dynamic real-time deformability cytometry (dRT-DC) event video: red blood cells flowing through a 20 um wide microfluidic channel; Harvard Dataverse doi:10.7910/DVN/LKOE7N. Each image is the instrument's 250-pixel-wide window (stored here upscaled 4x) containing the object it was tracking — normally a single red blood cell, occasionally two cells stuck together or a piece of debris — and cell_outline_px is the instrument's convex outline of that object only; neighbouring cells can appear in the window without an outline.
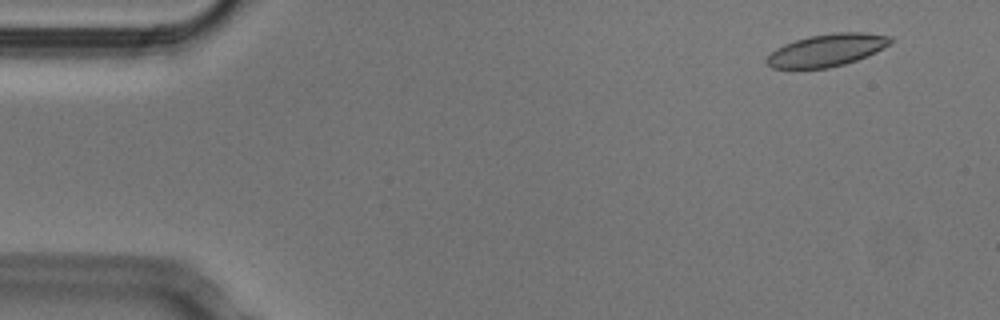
{"species": "Egyptian fruit bat (a non-hibernating species)", "species_latin": "Rousettus aegyptiacus", "temperature_condition": "cold", "stored_images_in_passage": 50, "camera_frame_rate_fps": 3000, "um_per_image_px": 0.085, "animal": {"sex": "male"}, "frame": {"image": 1, "passage_image": 1, "time_ms": 0.0, "image_size_px": [1000, 320], "cell_outline_px": [[896, 40], [892, 44], [868, 56], [844, 64], [828, 68], [772, 68], [764, 60], [776, 48], [784, 44], [808, 36], [832, 32], [864, 32], [892, 36]], "centroid_in_image_um": [70.35, 4.24], "position_along_channel_um": 14.7, "area_um2": 23.58}}
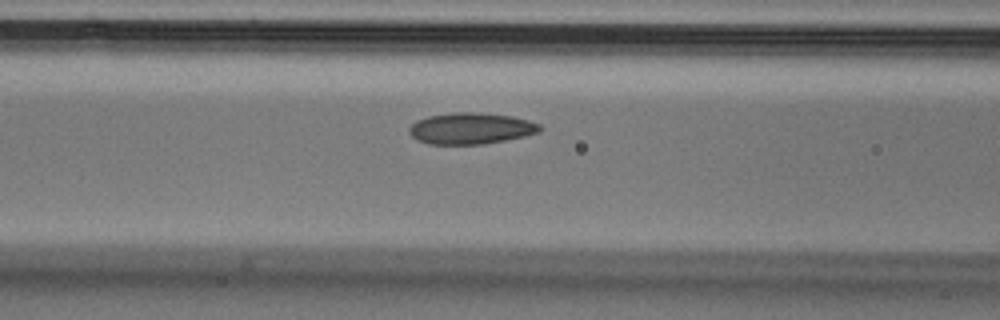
{"frame": {"image": 2, "passage_image": 18, "time_ms": 5.667, "image_size_px": [1000, 320], "cell_outline_px": [[544, 128], [540, 132], [524, 136], [484, 144], [428, 144], [416, 140], [408, 132], [408, 128], [416, 120], [428, 116], [452, 112], [480, 112], [512, 116], [528, 120], [540, 124]], "centroid_in_image_um": [40.02, 10.91], "position_along_channel_um": 126.6, "area_um2": 24.1}}
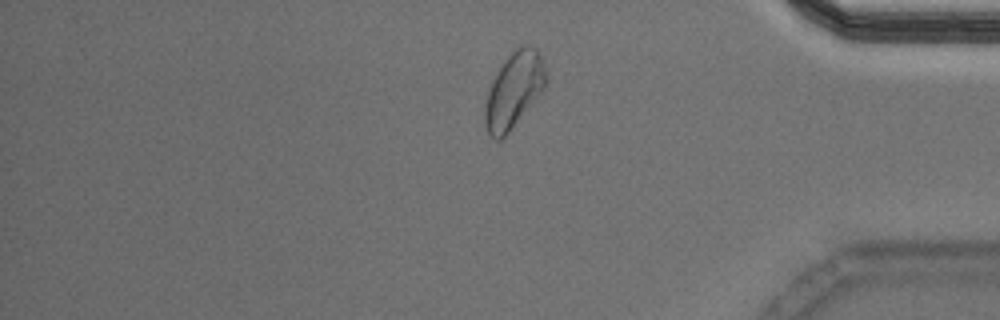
{"frame": {"image": 3, "passage_image": 41, "time_ms": 13.333, "image_size_px": [1000, 320], "cell_outline_px": [[548, 84], [508, 132], [500, 140], [496, 140], [488, 136], [484, 120], [484, 112], [488, 92], [492, 80], [496, 72], [508, 56], [520, 44], [528, 44], [536, 48], [540, 52], [548, 76]], "centroid_in_image_um": [43.7, 7.63], "position_along_channel_um": 391.5, "area_um2": 26.93}, "authors_computed_cell_mechanics": {"area_um2": 24.0737, "velocity_mm_per_s": 3.7726, "shape_relaxation_time_tau1_ms": 10.0129, "shape_relaxation_time_tau2_ms": 2.0241, "deformation_change_tau1": 0.1479, "deformation_change_tau2": 0.0718}}